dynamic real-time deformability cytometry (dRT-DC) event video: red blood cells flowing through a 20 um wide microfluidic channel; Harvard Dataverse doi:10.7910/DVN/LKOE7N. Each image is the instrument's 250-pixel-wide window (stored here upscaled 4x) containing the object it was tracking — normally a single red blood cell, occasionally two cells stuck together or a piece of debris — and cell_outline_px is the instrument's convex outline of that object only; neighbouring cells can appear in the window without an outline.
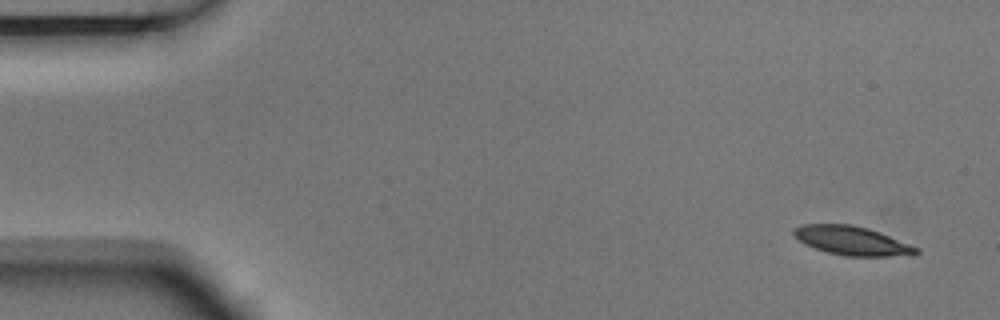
{"species": "Egyptian fruit bat (a non-hibernating species)", "species_latin": "Rousettus aegyptiacus", "temperature_condition": "room temperature", "stored_images_in_passage": 5, "segment_of_instrument_passage": [1, 2], "camera_frame_rate_fps": 3000, "um_per_image_px": 0.085, "animal": {"sex": "male"}, "frame": {"image": 1, "passage_image": 1, "time_ms": 0.0, "image_size_px": [1000, 320], "cell_outline_px": [[920, 252], [916, 256], [844, 256], [828, 252], [804, 244], [792, 232], [800, 224], [852, 224], [868, 228], [880, 232], [920, 248]], "centroid_in_image_um": [72.5, 20.47], "position_along_channel_um": 12.5, "area_um2": 20.75}}
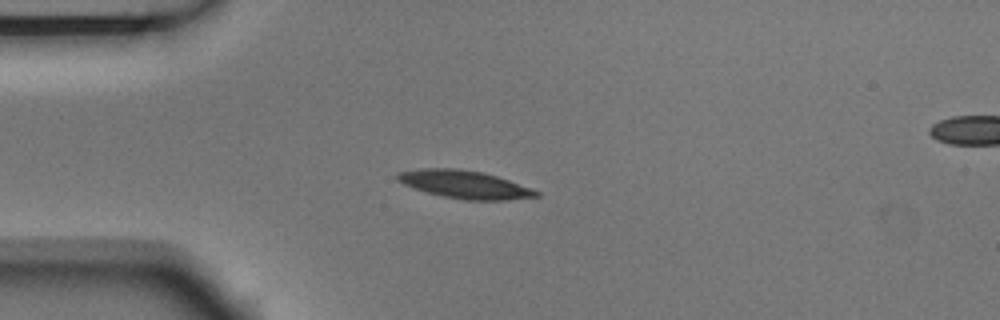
{"frame": {"image": 2, "passage_image": 4, "time_ms": 1.0, "image_size_px": [1000, 320], "cell_outline_px": [[540, 196], [508, 200], [464, 200], [444, 196], [428, 192], [404, 184], [396, 180], [396, 172], [420, 168], [460, 168], [484, 172], [532, 188], [540, 192]], "centroid_in_image_um": [39.5, 15.67], "position_along_channel_um": 45.5, "area_um2": 22.6}}